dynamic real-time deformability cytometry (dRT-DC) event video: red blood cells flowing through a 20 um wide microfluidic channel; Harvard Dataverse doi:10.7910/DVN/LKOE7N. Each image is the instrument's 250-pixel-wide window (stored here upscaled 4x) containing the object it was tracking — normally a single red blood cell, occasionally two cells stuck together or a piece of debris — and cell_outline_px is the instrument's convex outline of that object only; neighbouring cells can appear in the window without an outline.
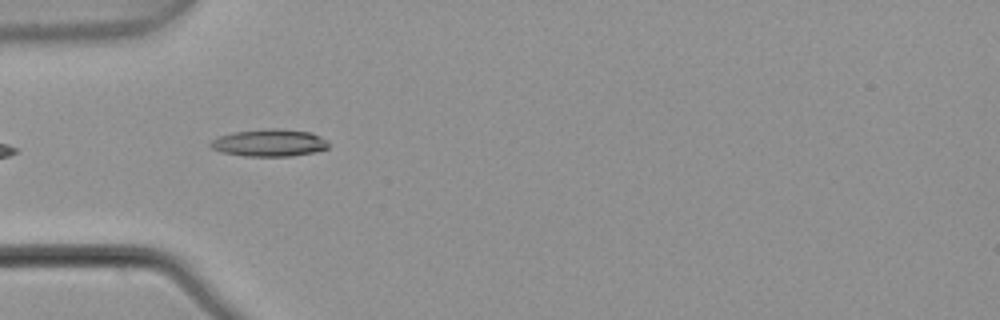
{"species": "common noctule bat (a hibernating species)", "species_latin": "Nyctalus noctula", "temperature_condition": "warm", "stored_images_in_passage": 5, "camera_frame_rate_fps": 3000, "um_per_image_px": 0.085, "animal": {"sex": "male", "body_mass_g": 21.5, "forearm_length_mm": 52.0}, "frame": {"image": 1, "passage_image": 4, "time_ms": 1.0, "image_size_px": [1000, 320], "cell_outline_px": [[328, 148], [312, 152], [292, 156], [244, 156], [224, 152], [212, 148], [208, 144], [212, 140], [220, 136], [232, 132], [268, 128], [276, 128], [312, 132], [320, 136], [328, 144]], "centroid_in_image_um": [22.88, 12.13], "position_along_channel_um": 62.1, "area_um2": 18.61}}
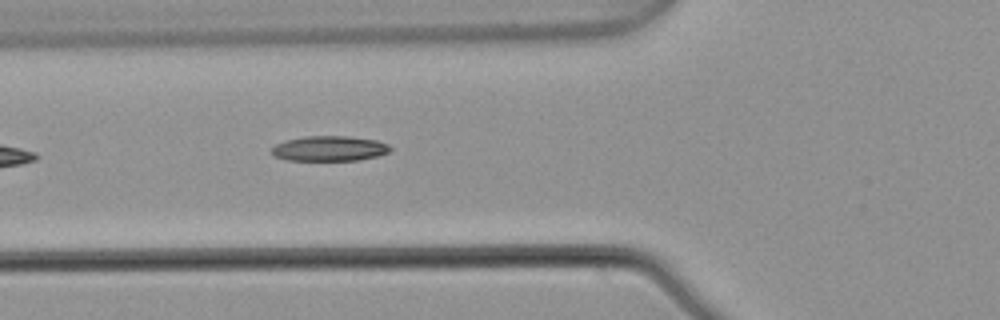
{"frame": {"image": 2, "passage_image": 5, "time_ms": 1.333, "image_size_px": [1000, 320], "cell_outline_px": [[392, 148], [388, 152], [376, 156], [360, 160], [288, 160], [272, 156], [272, 148], [276, 144], [284, 140], [304, 136], [348, 136], [376, 140], [388, 144]], "centroid_in_image_um": [27.98, 12.62], "position_along_channel_um": 97.8, "area_um2": 17.4}}